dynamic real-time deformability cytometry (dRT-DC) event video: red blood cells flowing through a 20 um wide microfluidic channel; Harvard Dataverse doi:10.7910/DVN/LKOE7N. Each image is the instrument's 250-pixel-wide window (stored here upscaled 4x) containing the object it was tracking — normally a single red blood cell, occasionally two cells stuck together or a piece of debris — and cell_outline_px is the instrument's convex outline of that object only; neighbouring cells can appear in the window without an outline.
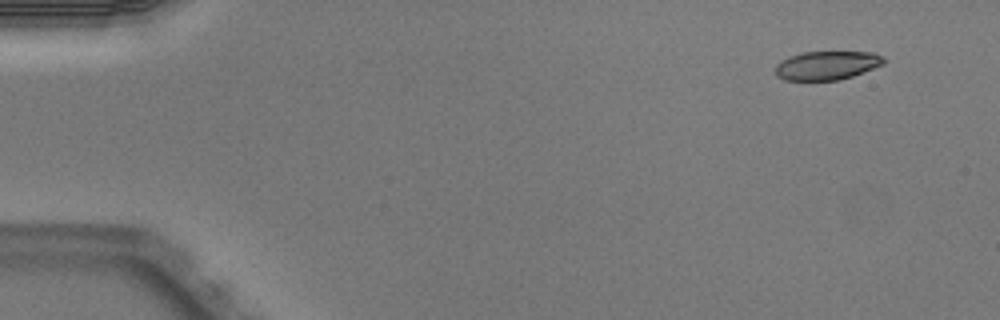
{"species": "Egyptian fruit bat (a non-hibernating species)", "species_latin": "Rousettus aegyptiacus", "temperature_condition": "warm", "stored_images_in_passage": 3, "camera_frame_rate_fps": 3000, "um_per_image_px": 0.085, "animal": {"sex": "male"}, "frame": {"image": 1, "passage_image": 1, "time_ms": 0.0, "image_size_px": [1000, 320], "cell_outline_px": [[884, 64], [852, 76], [840, 80], [784, 80], [776, 76], [776, 64], [780, 60], [788, 56], [804, 52], [872, 52], [884, 56]], "centroid_in_image_um": [70.26, 5.56], "position_along_channel_um": 14.7, "area_um2": 18.21}}
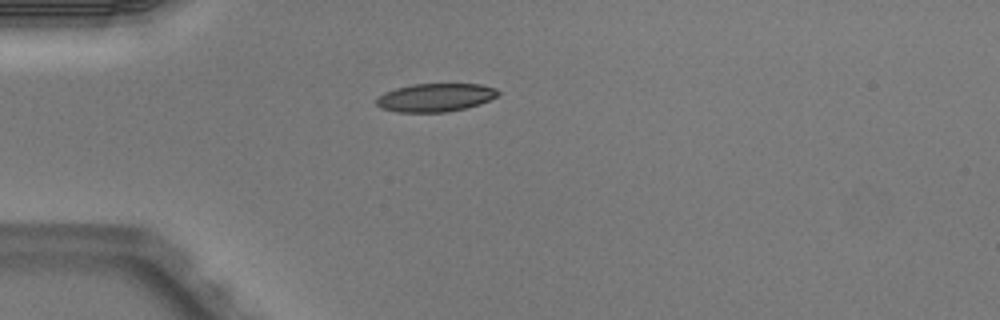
{"frame": {"image": 2, "passage_image": 3, "time_ms": 0.667, "image_size_px": [1000, 320], "cell_outline_px": [[500, 92], [496, 96], [480, 104], [448, 112], [396, 112], [380, 108], [376, 104], [376, 100], [384, 92], [396, 88], [412, 84], [480, 84], [496, 88]], "centroid_in_image_um": [36.99, 8.29], "position_along_channel_um": 48.0, "area_um2": 20.0}}